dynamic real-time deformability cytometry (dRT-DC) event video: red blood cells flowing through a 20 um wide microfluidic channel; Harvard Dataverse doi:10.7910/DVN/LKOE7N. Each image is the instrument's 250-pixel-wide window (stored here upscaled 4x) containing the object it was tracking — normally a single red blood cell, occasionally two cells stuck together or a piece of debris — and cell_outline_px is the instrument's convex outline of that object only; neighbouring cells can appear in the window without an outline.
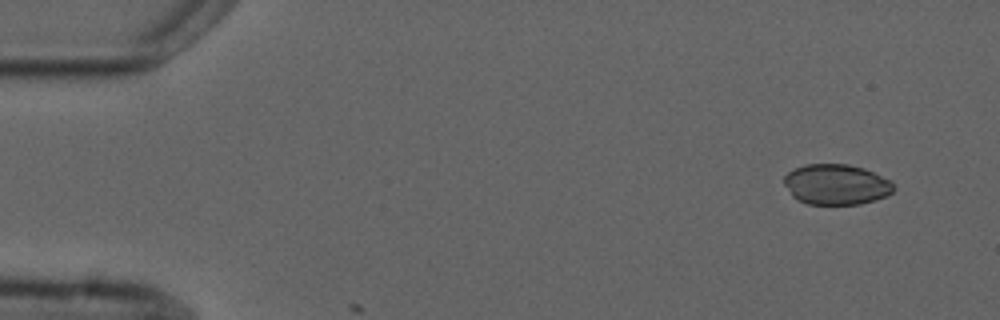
{"species": "common noctule bat (a hibernating species)", "species_latin": "Nyctalus noctula", "temperature_condition": "cold", "stored_images_in_passage": 6, "camera_frame_rate_fps": 3000, "um_per_image_px": 0.085, "animal": {"sex": "male", "forearm_length_mm": 52.5}, "frame": {"image": 1, "passage_image": 1, "time_ms": 0.0, "image_size_px": [1000, 320], "cell_outline_px": [[896, 188], [892, 192], [876, 200], [860, 204], [808, 204], [796, 200], [792, 196], [784, 184], [784, 176], [792, 168], [804, 164], [848, 164], [864, 168], [892, 180]], "centroid_in_image_um": [71.08, 15.67], "position_along_channel_um": 13.9, "area_um2": 26.18}}
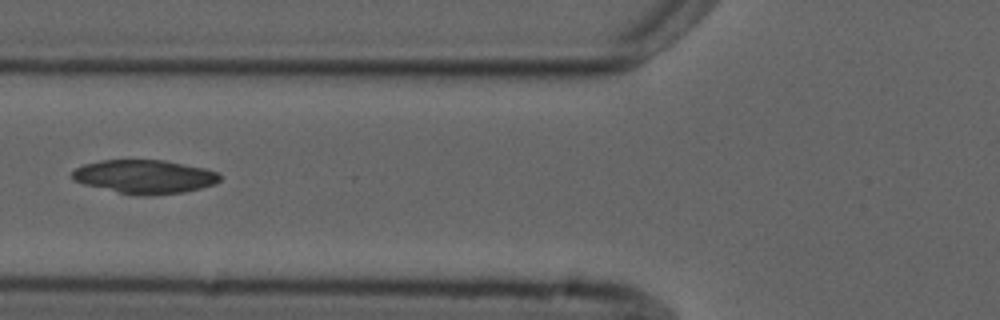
{"frame": {"image": 2, "passage_image": 5, "time_ms": 5.667, "image_size_px": [1000, 320], "cell_outline_px": [[220, 180], [216, 184], [184, 192], [148, 196], [120, 192], [84, 184], [72, 180], [72, 172], [76, 168], [84, 164], [100, 160], [164, 160], [204, 168], [220, 172]], "centroid_in_image_um": [12.32, 15.01], "position_along_channel_um": 113.5, "area_um2": 28.84}}
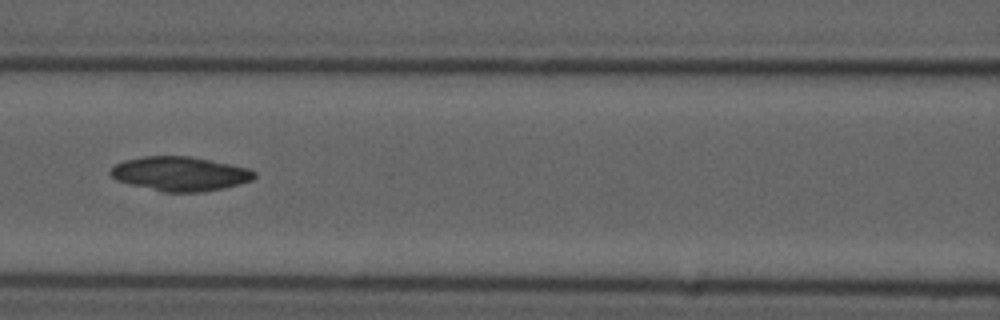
{"frame": {"image": 3, "passage_image": 6, "time_ms": 6.667, "image_size_px": [1000, 320], "cell_outline_px": [[256, 176], [252, 180], [240, 184], [224, 188], [204, 192], [164, 192], [128, 184], [116, 180], [108, 172], [116, 164], [124, 160], [144, 156], [188, 156], [248, 168], [256, 172]], "centroid_in_image_um": [15.29, 14.78], "position_along_channel_um": 151.3, "area_um2": 28.67}}